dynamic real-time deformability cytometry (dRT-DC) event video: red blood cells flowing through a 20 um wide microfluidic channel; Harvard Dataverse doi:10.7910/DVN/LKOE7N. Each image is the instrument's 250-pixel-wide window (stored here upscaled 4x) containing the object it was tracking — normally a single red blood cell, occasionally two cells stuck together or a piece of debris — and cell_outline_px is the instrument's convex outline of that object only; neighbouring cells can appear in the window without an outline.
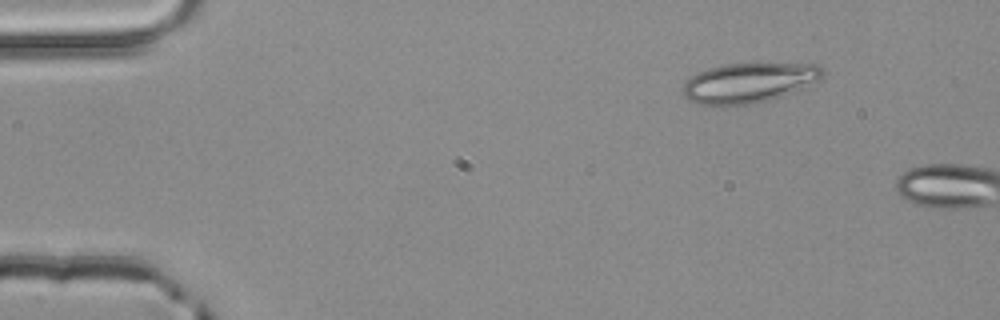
{"species": "common noctule bat (a hibernating species)", "species_latin": "Nyctalus noctula", "temperature_condition": "room temperature", "stored_images_in_passage": 2, "camera_frame_rate_fps": 3000, "um_per_image_px": 0.085, "animal": {"sex": "male", "body_mass_g": 20.4}, "frame": {"image": 1, "passage_image": 1, "time_ms": 0.0, "image_size_px": [1000, 320], "cell_outline_px": [[824, 76], [800, 88], [780, 96], [752, 104], [724, 108], [712, 108], [688, 100], [684, 96], [684, 84], [692, 76], [708, 68], [724, 64], [756, 60], [820, 64], [824, 68]], "centroid_in_image_um": [63.65, 7.0], "position_along_channel_um": 21.3, "area_um2": 33.93}}